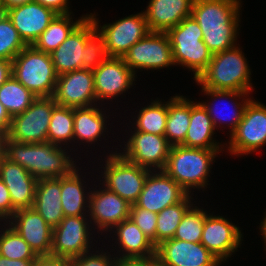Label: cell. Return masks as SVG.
Returning <instances> with one entry per match:
<instances>
[{"label": "cell", "mask_w": 266, "mask_h": 266, "mask_svg": "<svg viewBox=\"0 0 266 266\" xmlns=\"http://www.w3.org/2000/svg\"><path fill=\"white\" fill-rule=\"evenodd\" d=\"M249 68L244 53L235 45L212 54L207 69L195 82L199 83L204 93L213 97L214 101L217 98H234L233 101L236 97H246L253 90Z\"/></svg>", "instance_id": "1"}, {"label": "cell", "mask_w": 266, "mask_h": 266, "mask_svg": "<svg viewBox=\"0 0 266 266\" xmlns=\"http://www.w3.org/2000/svg\"><path fill=\"white\" fill-rule=\"evenodd\" d=\"M241 0H194L192 16L198 22L202 41L212 53L236 45Z\"/></svg>", "instance_id": "2"}, {"label": "cell", "mask_w": 266, "mask_h": 266, "mask_svg": "<svg viewBox=\"0 0 266 266\" xmlns=\"http://www.w3.org/2000/svg\"><path fill=\"white\" fill-rule=\"evenodd\" d=\"M66 149L49 142L19 143L7 139L5 157L38 179L60 178L76 167Z\"/></svg>", "instance_id": "3"}, {"label": "cell", "mask_w": 266, "mask_h": 266, "mask_svg": "<svg viewBox=\"0 0 266 266\" xmlns=\"http://www.w3.org/2000/svg\"><path fill=\"white\" fill-rule=\"evenodd\" d=\"M220 149H203L171 146L167 163L163 171L179 184L188 194L191 188L207 187V177L214 158Z\"/></svg>", "instance_id": "4"}, {"label": "cell", "mask_w": 266, "mask_h": 266, "mask_svg": "<svg viewBox=\"0 0 266 266\" xmlns=\"http://www.w3.org/2000/svg\"><path fill=\"white\" fill-rule=\"evenodd\" d=\"M166 33L172 47L174 64L194 71L196 81L212 58V53L202 41L203 33L198 22L193 16L186 17Z\"/></svg>", "instance_id": "5"}, {"label": "cell", "mask_w": 266, "mask_h": 266, "mask_svg": "<svg viewBox=\"0 0 266 266\" xmlns=\"http://www.w3.org/2000/svg\"><path fill=\"white\" fill-rule=\"evenodd\" d=\"M12 75L37 97H53L58 75L50 53L26 46L12 61Z\"/></svg>", "instance_id": "6"}, {"label": "cell", "mask_w": 266, "mask_h": 266, "mask_svg": "<svg viewBox=\"0 0 266 266\" xmlns=\"http://www.w3.org/2000/svg\"><path fill=\"white\" fill-rule=\"evenodd\" d=\"M101 174L104 186L122 199L134 204L143 190L146 178L151 170L126 160L120 153L107 156Z\"/></svg>", "instance_id": "7"}, {"label": "cell", "mask_w": 266, "mask_h": 266, "mask_svg": "<svg viewBox=\"0 0 266 266\" xmlns=\"http://www.w3.org/2000/svg\"><path fill=\"white\" fill-rule=\"evenodd\" d=\"M56 106L53 97H37L27 110L12 117L9 139L19 143L47 142L48 126Z\"/></svg>", "instance_id": "8"}, {"label": "cell", "mask_w": 266, "mask_h": 266, "mask_svg": "<svg viewBox=\"0 0 266 266\" xmlns=\"http://www.w3.org/2000/svg\"><path fill=\"white\" fill-rule=\"evenodd\" d=\"M88 16L104 39L110 57H123L130 47L150 32L143 12L124 17L112 24L100 25V27L95 14L91 13Z\"/></svg>", "instance_id": "9"}, {"label": "cell", "mask_w": 266, "mask_h": 266, "mask_svg": "<svg viewBox=\"0 0 266 266\" xmlns=\"http://www.w3.org/2000/svg\"><path fill=\"white\" fill-rule=\"evenodd\" d=\"M230 138L228 150L237 156L263 147L266 144V106L250 99L242 120Z\"/></svg>", "instance_id": "10"}, {"label": "cell", "mask_w": 266, "mask_h": 266, "mask_svg": "<svg viewBox=\"0 0 266 266\" xmlns=\"http://www.w3.org/2000/svg\"><path fill=\"white\" fill-rule=\"evenodd\" d=\"M135 73L136 69H160L174 64L173 52L166 32H149L122 57Z\"/></svg>", "instance_id": "11"}, {"label": "cell", "mask_w": 266, "mask_h": 266, "mask_svg": "<svg viewBox=\"0 0 266 266\" xmlns=\"http://www.w3.org/2000/svg\"><path fill=\"white\" fill-rule=\"evenodd\" d=\"M125 143L120 154L126 160L148 170L165 168L171 145L164 135L134 131Z\"/></svg>", "instance_id": "12"}, {"label": "cell", "mask_w": 266, "mask_h": 266, "mask_svg": "<svg viewBox=\"0 0 266 266\" xmlns=\"http://www.w3.org/2000/svg\"><path fill=\"white\" fill-rule=\"evenodd\" d=\"M87 216H67L53 228L51 255L76 258L90 252V226ZM87 221V222H86Z\"/></svg>", "instance_id": "13"}, {"label": "cell", "mask_w": 266, "mask_h": 266, "mask_svg": "<svg viewBox=\"0 0 266 266\" xmlns=\"http://www.w3.org/2000/svg\"><path fill=\"white\" fill-rule=\"evenodd\" d=\"M53 98L59 106L80 108L95 105L93 70L80 69L59 75Z\"/></svg>", "instance_id": "14"}, {"label": "cell", "mask_w": 266, "mask_h": 266, "mask_svg": "<svg viewBox=\"0 0 266 266\" xmlns=\"http://www.w3.org/2000/svg\"><path fill=\"white\" fill-rule=\"evenodd\" d=\"M187 195L188 193L163 170L156 173L150 171L134 204L158 214L166 207L181 202Z\"/></svg>", "instance_id": "15"}, {"label": "cell", "mask_w": 266, "mask_h": 266, "mask_svg": "<svg viewBox=\"0 0 266 266\" xmlns=\"http://www.w3.org/2000/svg\"><path fill=\"white\" fill-rule=\"evenodd\" d=\"M241 238L242 233L237 225L222 216L207 214L200 243L220 262L226 261L237 251Z\"/></svg>", "instance_id": "16"}, {"label": "cell", "mask_w": 266, "mask_h": 266, "mask_svg": "<svg viewBox=\"0 0 266 266\" xmlns=\"http://www.w3.org/2000/svg\"><path fill=\"white\" fill-rule=\"evenodd\" d=\"M96 101L113 99L133 85L135 73L122 57H109L93 70Z\"/></svg>", "instance_id": "17"}, {"label": "cell", "mask_w": 266, "mask_h": 266, "mask_svg": "<svg viewBox=\"0 0 266 266\" xmlns=\"http://www.w3.org/2000/svg\"><path fill=\"white\" fill-rule=\"evenodd\" d=\"M96 31L92 19L87 16L58 46L50 53L57 75L83 69L84 47L87 39Z\"/></svg>", "instance_id": "18"}, {"label": "cell", "mask_w": 266, "mask_h": 266, "mask_svg": "<svg viewBox=\"0 0 266 266\" xmlns=\"http://www.w3.org/2000/svg\"><path fill=\"white\" fill-rule=\"evenodd\" d=\"M10 220L6 223L28 243L36 255L51 254L53 228L37 211L33 208L20 209Z\"/></svg>", "instance_id": "19"}, {"label": "cell", "mask_w": 266, "mask_h": 266, "mask_svg": "<svg viewBox=\"0 0 266 266\" xmlns=\"http://www.w3.org/2000/svg\"><path fill=\"white\" fill-rule=\"evenodd\" d=\"M156 256L162 266H220L221 262L200 242L190 243L169 239L156 247Z\"/></svg>", "instance_id": "20"}, {"label": "cell", "mask_w": 266, "mask_h": 266, "mask_svg": "<svg viewBox=\"0 0 266 266\" xmlns=\"http://www.w3.org/2000/svg\"><path fill=\"white\" fill-rule=\"evenodd\" d=\"M103 187L104 189L90 191L88 216L98 229L110 232L116 225L130 217L131 204L115 192Z\"/></svg>", "instance_id": "21"}, {"label": "cell", "mask_w": 266, "mask_h": 266, "mask_svg": "<svg viewBox=\"0 0 266 266\" xmlns=\"http://www.w3.org/2000/svg\"><path fill=\"white\" fill-rule=\"evenodd\" d=\"M27 46H31L57 15L38 2L19 5L4 12Z\"/></svg>", "instance_id": "22"}, {"label": "cell", "mask_w": 266, "mask_h": 266, "mask_svg": "<svg viewBox=\"0 0 266 266\" xmlns=\"http://www.w3.org/2000/svg\"><path fill=\"white\" fill-rule=\"evenodd\" d=\"M0 179L9 190L13 208H32L38 180L19 164L6 157L0 159Z\"/></svg>", "instance_id": "23"}, {"label": "cell", "mask_w": 266, "mask_h": 266, "mask_svg": "<svg viewBox=\"0 0 266 266\" xmlns=\"http://www.w3.org/2000/svg\"><path fill=\"white\" fill-rule=\"evenodd\" d=\"M194 0H150L144 16L150 32H167L192 16Z\"/></svg>", "instance_id": "24"}, {"label": "cell", "mask_w": 266, "mask_h": 266, "mask_svg": "<svg viewBox=\"0 0 266 266\" xmlns=\"http://www.w3.org/2000/svg\"><path fill=\"white\" fill-rule=\"evenodd\" d=\"M52 228L64 218L61 203V177L38 179L32 207Z\"/></svg>", "instance_id": "25"}, {"label": "cell", "mask_w": 266, "mask_h": 266, "mask_svg": "<svg viewBox=\"0 0 266 266\" xmlns=\"http://www.w3.org/2000/svg\"><path fill=\"white\" fill-rule=\"evenodd\" d=\"M115 229V230H114ZM117 235L119 248L123 254H119L118 260L123 258H148L156 255V247L145 234L137 227V225L127 218L113 228ZM125 250V251H124ZM124 251V252H123Z\"/></svg>", "instance_id": "26"}, {"label": "cell", "mask_w": 266, "mask_h": 266, "mask_svg": "<svg viewBox=\"0 0 266 266\" xmlns=\"http://www.w3.org/2000/svg\"><path fill=\"white\" fill-rule=\"evenodd\" d=\"M215 127L207 110L201 102L191 101L189 128L184 140V146L203 149H221L219 143L213 140Z\"/></svg>", "instance_id": "27"}, {"label": "cell", "mask_w": 266, "mask_h": 266, "mask_svg": "<svg viewBox=\"0 0 266 266\" xmlns=\"http://www.w3.org/2000/svg\"><path fill=\"white\" fill-rule=\"evenodd\" d=\"M78 171L75 168L69 175L61 177V203L64 217L88 216L86 212L89 213L86 207H89L90 192L87 195L84 193L86 189L82 182L85 181L81 179Z\"/></svg>", "instance_id": "28"}, {"label": "cell", "mask_w": 266, "mask_h": 266, "mask_svg": "<svg viewBox=\"0 0 266 266\" xmlns=\"http://www.w3.org/2000/svg\"><path fill=\"white\" fill-rule=\"evenodd\" d=\"M190 115L191 100L177 95L168 101V117L164 136L171 146H184Z\"/></svg>", "instance_id": "29"}, {"label": "cell", "mask_w": 266, "mask_h": 266, "mask_svg": "<svg viewBox=\"0 0 266 266\" xmlns=\"http://www.w3.org/2000/svg\"><path fill=\"white\" fill-rule=\"evenodd\" d=\"M104 115L97 104L74 108V140L95 143L107 129Z\"/></svg>", "instance_id": "30"}, {"label": "cell", "mask_w": 266, "mask_h": 266, "mask_svg": "<svg viewBox=\"0 0 266 266\" xmlns=\"http://www.w3.org/2000/svg\"><path fill=\"white\" fill-rule=\"evenodd\" d=\"M70 15L71 13L57 14L32 46L45 53H51L57 49L69 34L88 16L87 14L73 22Z\"/></svg>", "instance_id": "31"}, {"label": "cell", "mask_w": 266, "mask_h": 266, "mask_svg": "<svg viewBox=\"0 0 266 266\" xmlns=\"http://www.w3.org/2000/svg\"><path fill=\"white\" fill-rule=\"evenodd\" d=\"M37 98L26 89L13 75L0 86V102L11 117L23 113Z\"/></svg>", "instance_id": "32"}, {"label": "cell", "mask_w": 266, "mask_h": 266, "mask_svg": "<svg viewBox=\"0 0 266 266\" xmlns=\"http://www.w3.org/2000/svg\"><path fill=\"white\" fill-rule=\"evenodd\" d=\"M188 194L181 202L170 205L157 214L156 247L172 239L187 210L192 207Z\"/></svg>", "instance_id": "33"}, {"label": "cell", "mask_w": 266, "mask_h": 266, "mask_svg": "<svg viewBox=\"0 0 266 266\" xmlns=\"http://www.w3.org/2000/svg\"><path fill=\"white\" fill-rule=\"evenodd\" d=\"M71 140L74 141V108L57 105L51 114L47 142L61 146Z\"/></svg>", "instance_id": "34"}, {"label": "cell", "mask_w": 266, "mask_h": 266, "mask_svg": "<svg viewBox=\"0 0 266 266\" xmlns=\"http://www.w3.org/2000/svg\"><path fill=\"white\" fill-rule=\"evenodd\" d=\"M168 117V101L162 103L159 100L151 102L147 107H142L137 115L135 131L165 135Z\"/></svg>", "instance_id": "35"}, {"label": "cell", "mask_w": 266, "mask_h": 266, "mask_svg": "<svg viewBox=\"0 0 266 266\" xmlns=\"http://www.w3.org/2000/svg\"><path fill=\"white\" fill-rule=\"evenodd\" d=\"M7 227L0 231V255L12 260H34L37 255L28 243L9 224Z\"/></svg>", "instance_id": "36"}, {"label": "cell", "mask_w": 266, "mask_h": 266, "mask_svg": "<svg viewBox=\"0 0 266 266\" xmlns=\"http://www.w3.org/2000/svg\"><path fill=\"white\" fill-rule=\"evenodd\" d=\"M190 207L180 222L174 239L198 243L201 242V236L203 233L204 221L207 216V212L199 209L197 206Z\"/></svg>", "instance_id": "37"}, {"label": "cell", "mask_w": 266, "mask_h": 266, "mask_svg": "<svg viewBox=\"0 0 266 266\" xmlns=\"http://www.w3.org/2000/svg\"><path fill=\"white\" fill-rule=\"evenodd\" d=\"M27 45L5 13H0V58L13 61Z\"/></svg>", "instance_id": "38"}, {"label": "cell", "mask_w": 266, "mask_h": 266, "mask_svg": "<svg viewBox=\"0 0 266 266\" xmlns=\"http://www.w3.org/2000/svg\"><path fill=\"white\" fill-rule=\"evenodd\" d=\"M109 57L105 41L96 30L86 41L84 47L83 69L94 70Z\"/></svg>", "instance_id": "39"}, {"label": "cell", "mask_w": 266, "mask_h": 266, "mask_svg": "<svg viewBox=\"0 0 266 266\" xmlns=\"http://www.w3.org/2000/svg\"><path fill=\"white\" fill-rule=\"evenodd\" d=\"M245 98H243V103L241 104L240 102L238 103V102H233L232 103V101H231V105L233 106L234 104V108L232 109V111H233V113H232V115H231V117L230 116H228V119L230 120H228L227 119V116H224V113H223V115L220 113H218L219 111H216V110H219L217 107V105H215V103L213 104V103H210V104H206L205 102L204 103H201L203 106H204V108L207 110V112H208V115L210 116V118H211V120H212V123H213V125H214V127H215V130H217L216 129V127L218 126L217 124H222V123H224V124H228L229 122V124L227 125V126H229V129L231 128V133H230V135L236 130V128H237V125L239 124V122L242 120V118H243V115H244V111H245V108H246V105H247V102L251 99V98H247V99H245ZM219 101V100H218ZM228 104H229V102H228ZM212 105H214V107L212 106ZM216 106V107H215ZM229 106V105H228ZM223 111V110H222ZM229 111V110H228ZM226 113V112H225ZM219 120V121H218ZM221 121V122H220ZM219 122V123H218ZM225 122H228V123H225Z\"/></svg>", "instance_id": "40"}, {"label": "cell", "mask_w": 266, "mask_h": 266, "mask_svg": "<svg viewBox=\"0 0 266 266\" xmlns=\"http://www.w3.org/2000/svg\"><path fill=\"white\" fill-rule=\"evenodd\" d=\"M129 218L156 247L157 213L150 212L147 209L139 208L135 204H132Z\"/></svg>", "instance_id": "41"}, {"label": "cell", "mask_w": 266, "mask_h": 266, "mask_svg": "<svg viewBox=\"0 0 266 266\" xmlns=\"http://www.w3.org/2000/svg\"><path fill=\"white\" fill-rule=\"evenodd\" d=\"M98 252V254H96ZM95 254L85 253L72 259L73 266H116L117 257L112 258L110 254L106 252L96 251ZM107 254V255H106Z\"/></svg>", "instance_id": "42"}, {"label": "cell", "mask_w": 266, "mask_h": 266, "mask_svg": "<svg viewBox=\"0 0 266 266\" xmlns=\"http://www.w3.org/2000/svg\"><path fill=\"white\" fill-rule=\"evenodd\" d=\"M16 210L12 206L9 190L4 182L0 179V219L9 220Z\"/></svg>", "instance_id": "43"}, {"label": "cell", "mask_w": 266, "mask_h": 266, "mask_svg": "<svg viewBox=\"0 0 266 266\" xmlns=\"http://www.w3.org/2000/svg\"><path fill=\"white\" fill-rule=\"evenodd\" d=\"M32 266H73L72 259L55 255H37Z\"/></svg>", "instance_id": "44"}, {"label": "cell", "mask_w": 266, "mask_h": 266, "mask_svg": "<svg viewBox=\"0 0 266 266\" xmlns=\"http://www.w3.org/2000/svg\"><path fill=\"white\" fill-rule=\"evenodd\" d=\"M39 4L53 10L57 14H68L69 12V0H34Z\"/></svg>", "instance_id": "45"}, {"label": "cell", "mask_w": 266, "mask_h": 266, "mask_svg": "<svg viewBox=\"0 0 266 266\" xmlns=\"http://www.w3.org/2000/svg\"><path fill=\"white\" fill-rule=\"evenodd\" d=\"M116 266H155V255L148 258H123Z\"/></svg>", "instance_id": "46"}, {"label": "cell", "mask_w": 266, "mask_h": 266, "mask_svg": "<svg viewBox=\"0 0 266 266\" xmlns=\"http://www.w3.org/2000/svg\"><path fill=\"white\" fill-rule=\"evenodd\" d=\"M12 75V61L0 58V86Z\"/></svg>", "instance_id": "47"}, {"label": "cell", "mask_w": 266, "mask_h": 266, "mask_svg": "<svg viewBox=\"0 0 266 266\" xmlns=\"http://www.w3.org/2000/svg\"><path fill=\"white\" fill-rule=\"evenodd\" d=\"M34 260H12L0 255V266H32Z\"/></svg>", "instance_id": "48"}, {"label": "cell", "mask_w": 266, "mask_h": 266, "mask_svg": "<svg viewBox=\"0 0 266 266\" xmlns=\"http://www.w3.org/2000/svg\"><path fill=\"white\" fill-rule=\"evenodd\" d=\"M11 120L12 117L10 116L4 105L0 102V127L9 132Z\"/></svg>", "instance_id": "49"}, {"label": "cell", "mask_w": 266, "mask_h": 266, "mask_svg": "<svg viewBox=\"0 0 266 266\" xmlns=\"http://www.w3.org/2000/svg\"><path fill=\"white\" fill-rule=\"evenodd\" d=\"M8 138V131L0 127V159L5 157L6 143Z\"/></svg>", "instance_id": "50"}, {"label": "cell", "mask_w": 266, "mask_h": 266, "mask_svg": "<svg viewBox=\"0 0 266 266\" xmlns=\"http://www.w3.org/2000/svg\"><path fill=\"white\" fill-rule=\"evenodd\" d=\"M34 0H4V12L7 9L33 2Z\"/></svg>", "instance_id": "51"}, {"label": "cell", "mask_w": 266, "mask_h": 266, "mask_svg": "<svg viewBox=\"0 0 266 266\" xmlns=\"http://www.w3.org/2000/svg\"><path fill=\"white\" fill-rule=\"evenodd\" d=\"M265 218L263 219V221L261 222L260 225V232L262 233L261 235H263V239L265 240L264 243H266V215L264 216Z\"/></svg>", "instance_id": "52"}, {"label": "cell", "mask_w": 266, "mask_h": 266, "mask_svg": "<svg viewBox=\"0 0 266 266\" xmlns=\"http://www.w3.org/2000/svg\"><path fill=\"white\" fill-rule=\"evenodd\" d=\"M0 13H4V0H0Z\"/></svg>", "instance_id": "53"}, {"label": "cell", "mask_w": 266, "mask_h": 266, "mask_svg": "<svg viewBox=\"0 0 266 266\" xmlns=\"http://www.w3.org/2000/svg\"><path fill=\"white\" fill-rule=\"evenodd\" d=\"M155 266H162L159 261H158V258L157 256L155 255Z\"/></svg>", "instance_id": "54"}]
</instances>
